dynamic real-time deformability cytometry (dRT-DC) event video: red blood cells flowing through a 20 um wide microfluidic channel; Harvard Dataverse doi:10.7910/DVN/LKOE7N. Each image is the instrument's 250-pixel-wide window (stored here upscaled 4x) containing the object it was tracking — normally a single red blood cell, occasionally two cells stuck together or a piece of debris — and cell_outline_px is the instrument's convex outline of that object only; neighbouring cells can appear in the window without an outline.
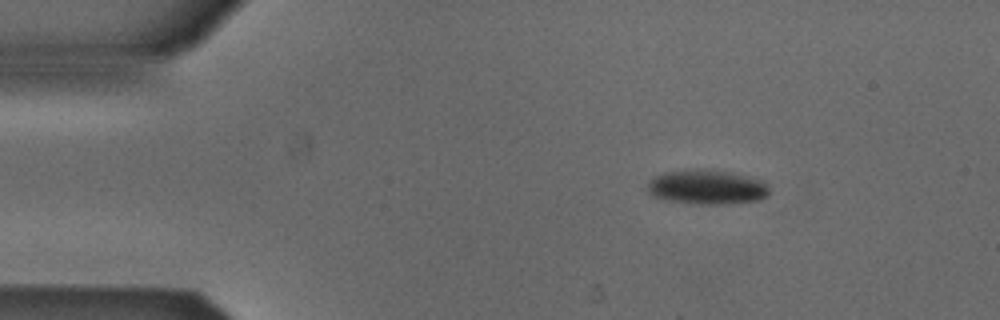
{"species": "Egyptian fruit bat (a non-hibernating species)", "species_latin": "Rousettus aegyptiacus", "temperature_condition": "cold", "stored_images_in_passage": 46, "camera_frame_rate_fps": 3000, "um_per_image_px": 0.085, "animal": {"sex": "male"}, "frame": {"image": 1, "passage_image": 1, "time_ms": 0.0, "image_size_px": [1000, 320], "cell_outline_px": [[768, 196], [760, 200], [724, 204], [688, 204], [668, 200], [652, 196], [648, 192], [648, 184], [656, 176], [664, 172], [696, 168], [728, 172], [760, 180], [768, 184]], "centroid_in_image_um": [60.08, 15.91], "position_along_channel_um": 24.9, "area_um2": 24.45}}
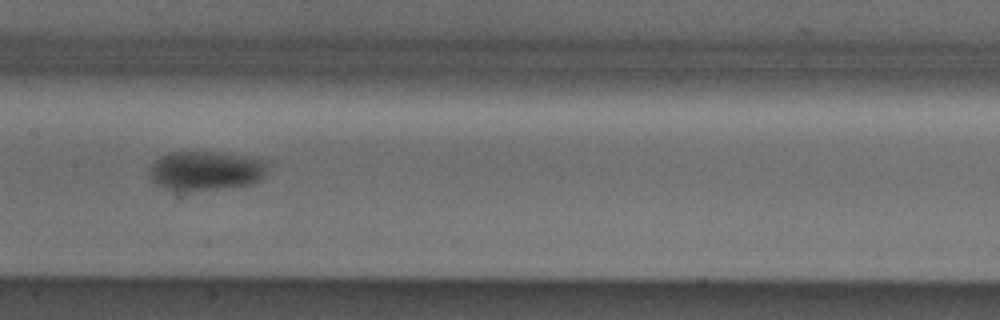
{"frame": {"image": 2, "passage_image": 19, "time_ms": 6.0, "image_size_px": [1000, 320], "cell_outline_px": [[268, 160], [264, 176], [260, 180], [252, 184], [220, 188], [164, 188], [156, 184], [152, 180], [148, 172], [152, 164], [160, 156], [172, 152], [208, 152]], "centroid_in_image_um": [17.5, 14.49], "position_along_channel_um": 189.9, "area_um2": 26.07}}
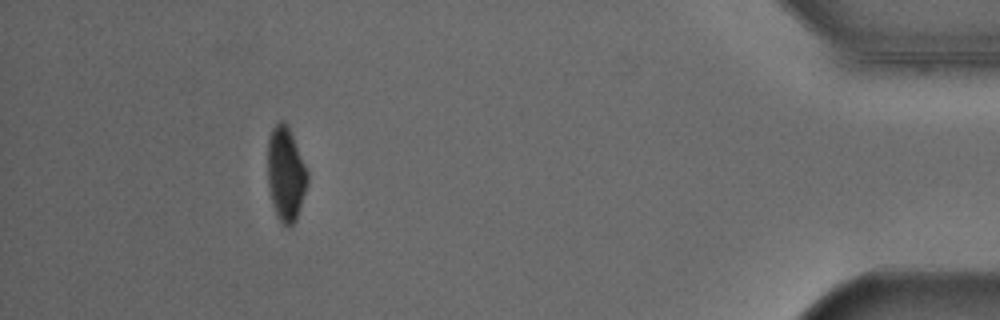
{"frame": {"image": 3, "passage_image": 41, "time_ms": 13.333, "image_size_px": [1000, 320], "cell_outline_px": [[308, 184], [296, 220], [288, 228], [280, 220], [272, 204], [268, 188], [268, 140], [272, 128], [280, 120], [284, 120], [288, 124], [308, 172]], "centroid_in_image_um": [24.3, 14.76], "position_along_channel_um": 410.9, "area_um2": 21.91}, "authors_computed_cell_mechanics": {"area_um2": 25.2875, "velocity_mm_per_s": 3.8752, "shape_relaxation_time_tau1_ms": 8.5195, "shape_relaxation_time_tau2_ms": null, "deformation_change_tau1": 0.1504, "deformation_change_tau2": null}}